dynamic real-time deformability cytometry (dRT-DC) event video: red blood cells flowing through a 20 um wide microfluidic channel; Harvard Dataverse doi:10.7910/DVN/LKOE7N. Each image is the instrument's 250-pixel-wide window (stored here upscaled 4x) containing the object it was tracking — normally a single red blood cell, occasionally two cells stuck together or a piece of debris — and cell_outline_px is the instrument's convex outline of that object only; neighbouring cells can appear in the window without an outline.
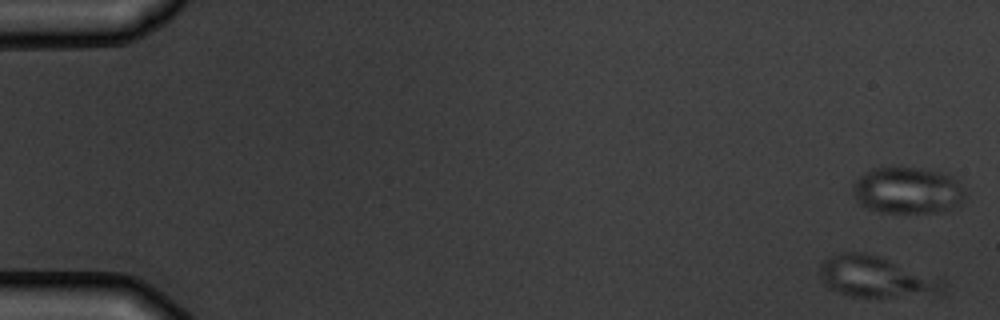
{"species": "common noctule bat (a hibernating species)", "species_latin": "Nyctalus noctula", "temperature_condition": "warm", "stored_images_in_passage": 6, "camera_frame_rate_fps": 3000, "um_per_image_px": 0.085, "animal": {"sex": "male", "body_mass_g": 19.5, "forearm_length_mm": 54.6}, "frame": {"image": 1, "passage_image": 1, "time_ms": 0.0, "image_size_px": [1000, 320], "cell_outline_px": [[944, 292], [940, 296], [852, 296], [840, 292], [824, 284], [820, 276], [820, 264], [824, 260], [832, 256], [844, 252], [864, 252], [940, 276], [944, 284]], "centroid_in_image_um": [74.56, 23.54], "position_along_channel_um": 10.4, "area_um2": 29.59}}